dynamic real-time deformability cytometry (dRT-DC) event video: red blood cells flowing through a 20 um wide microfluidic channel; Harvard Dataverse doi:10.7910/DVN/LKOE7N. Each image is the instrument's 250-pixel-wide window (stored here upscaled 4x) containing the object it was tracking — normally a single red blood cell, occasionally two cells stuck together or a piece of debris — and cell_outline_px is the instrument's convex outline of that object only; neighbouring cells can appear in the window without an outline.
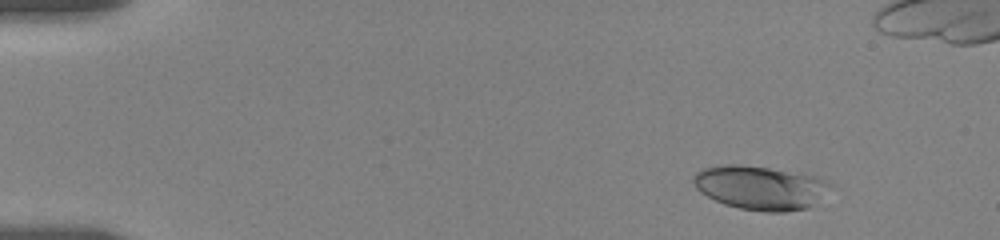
{"species": "human", "species_latin": "Homo sapiens", "temperature_condition": "room temperature", "stored_images_in_passage": 48, "camera_frame_rate_fps": 3000, "um_per_image_px": 0.085, "donor": {"sex": "female"}, "frame": {"image": 1, "passage_image": 10, "time_ms": 2.0, "image_size_px": [1000, 240], "cell_outline_px": [[832, 184], [808, 208], [784, 212], [764, 212], [740, 208], [724, 204], [700, 192], [696, 188], [692, 180], [692, 176], [696, 172], [704, 168], [724, 164], [740, 164], [804, 172], [828, 180]], "centroid_in_image_um": [64.61, 15.92], "position_along_channel_um": 20.4, "area_um2": 35.14}}
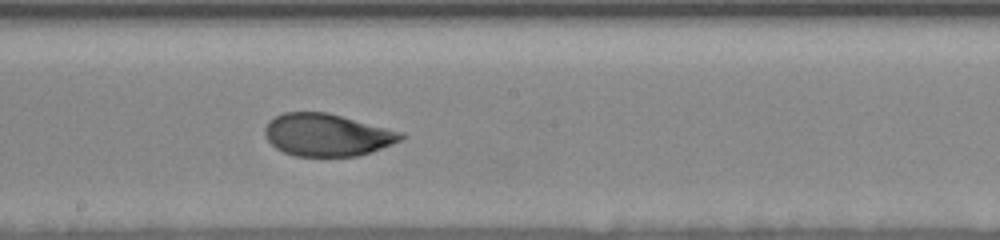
{"frame": {"image": 2, "passage_image": 33, "time_ms": 10.667, "image_size_px": [1000, 240], "cell_outline_px": [[408, 136], [400, 140], [380, 148], [356, 156], [296, 156], [284, 152], [276, 148], [264, 136], [264, 128], [268, 120], [284, 112], [328, 112], [404, 132]], "centroid_in_image_um": [27.78, 11.45], "position_along_channel_um": 220.4, "area_um2": 33.64}}
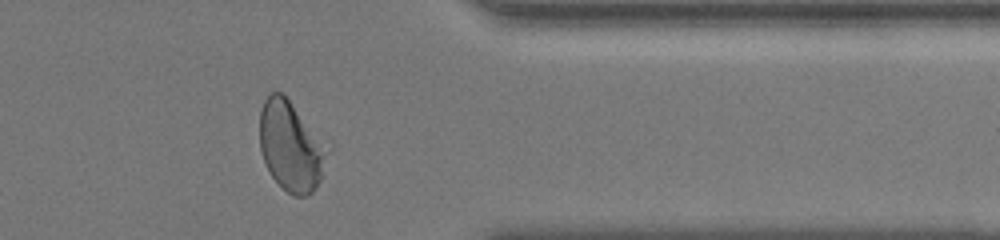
{"frame": {"image": 3, "passage_image": 44, "time_ms": 15.667, "image_size_px": [1000, 240], "cell_outline_px": [[332, 148], [320, 180], [316, 188], [308, 196], [292, 196], [272, 176], [264, 160], [260, 148], [260, 112], [264, 100], [272, 92], [280, 92], [288, 100]], "centroid_in_image_um": [24.77, 12.45], "position_along_channel_um": 386.6, "area_um2": 35.43}}